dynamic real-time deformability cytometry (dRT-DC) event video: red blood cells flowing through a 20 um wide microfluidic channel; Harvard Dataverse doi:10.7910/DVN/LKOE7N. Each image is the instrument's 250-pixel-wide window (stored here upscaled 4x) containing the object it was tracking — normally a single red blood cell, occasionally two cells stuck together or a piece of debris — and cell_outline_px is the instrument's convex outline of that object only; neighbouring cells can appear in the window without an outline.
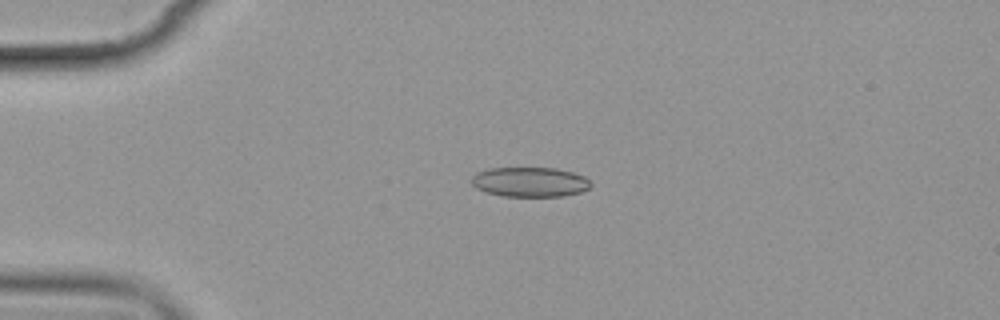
{"species": "common noctule bat (a hibernating species)", "species_latin": "Nyctalus noctula", "temperature_condition": "cold", "stored_images_in_passage": 5, "camera_frame_rate_fps": 3000, "um_per_image_px": 0.085, "animal": {"sex": "female", "body_mass_g": 19.9}, "frame": {"image": 1, "passage_image": 5, "time_ms": 5.0, "image_size_px": [1000, 320], "cell_outline_px": [[592, 184], [588, 188], [580, 192], [564, 196], [500, 196], [484, 192], [476, 188], [472, 184], [472, 176], [476, 172], [488, 168], [556, 168], [572, 172], [584, 176]], "centroid_in_image_um": [45.01, 15.47], "position_along_channel_um": 40.0, "area_um2": 20.75}}